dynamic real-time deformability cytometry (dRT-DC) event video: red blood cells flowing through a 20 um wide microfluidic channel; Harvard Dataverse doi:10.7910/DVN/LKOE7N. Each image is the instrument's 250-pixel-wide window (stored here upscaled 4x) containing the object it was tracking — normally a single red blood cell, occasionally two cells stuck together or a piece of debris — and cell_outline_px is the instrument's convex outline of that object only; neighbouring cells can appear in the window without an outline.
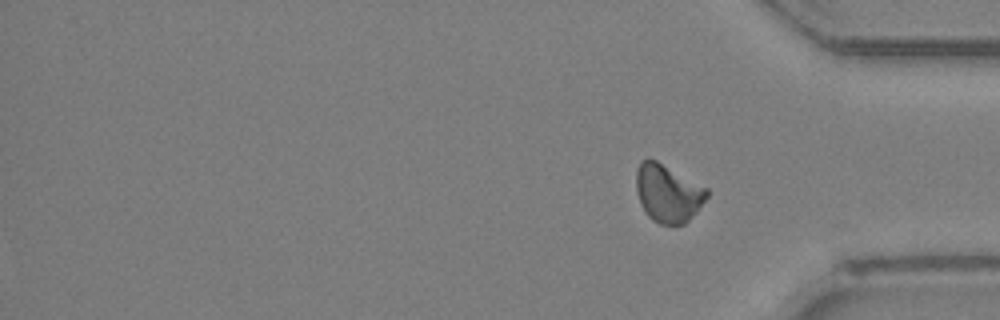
{"species": "Egyptian fruit bat (a non-hibernating species)", "species_latin": "Rousettus aegyptiacus", "temperature_condition": "room temperature", "stored_images_in_passage": 28, "segment_of_instrument_passage": [2, 2], "camera_frame_rate_fps": 3000, "um_per_image_px": 0.085, "animal": {"sex": "female"}, "frame": {"image": 1, "passage_image": 28, "time_ms": 9.0, "image_size_px": [1000, 320], "cell_outline_px": [[708, 196], [696, 212], [684, 224], [660, 224], [652, 220], [648, 216], [640, 204], [636, 188], [636, 168], [640, 160], [656, 160], [708, 188]], "centroid_in_image_um": [56.76, 16.42], "position_along_channel_um": 378.4, "area_um2": 23.76}}